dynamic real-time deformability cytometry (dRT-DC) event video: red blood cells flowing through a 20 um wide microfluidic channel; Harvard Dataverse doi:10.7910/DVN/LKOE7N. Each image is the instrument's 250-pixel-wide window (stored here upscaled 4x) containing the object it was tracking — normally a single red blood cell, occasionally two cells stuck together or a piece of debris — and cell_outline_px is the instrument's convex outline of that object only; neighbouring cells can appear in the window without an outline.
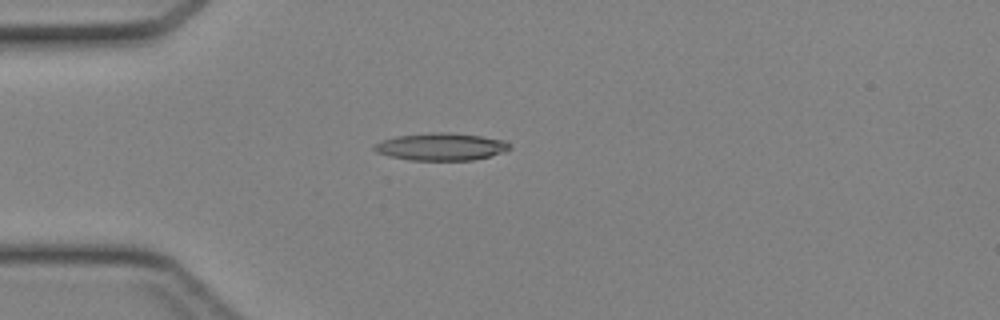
{"species": "Egyptian fruit bat (a non-hibernating species)", "species_latin": "Rousettus aegyptiacus", "temperature_condition": "cold", "stored_images_in_passage": 45, "camera_frame_rate_fps": 3000, "um_per_image_px": 0.085, "animal": {"sex": "female"}, "frame": {"image": 1, "passage_image": 13, "time_ms": 4.0, "image_size_px": [1000, 320], "cell_outline_px": [[512, 148], [504, 152], [472, 160], [408, 160], [388, 156], [376, 152], [372, 148], [376, 144], [384, 140], [396, 136], [432, 132], [448, 132], [480, 136], [504, 140]], "centroid_in_image_um": [37.47, 12.47], "position_along_channel_um": 47.5, "area_um2": 21.5}}
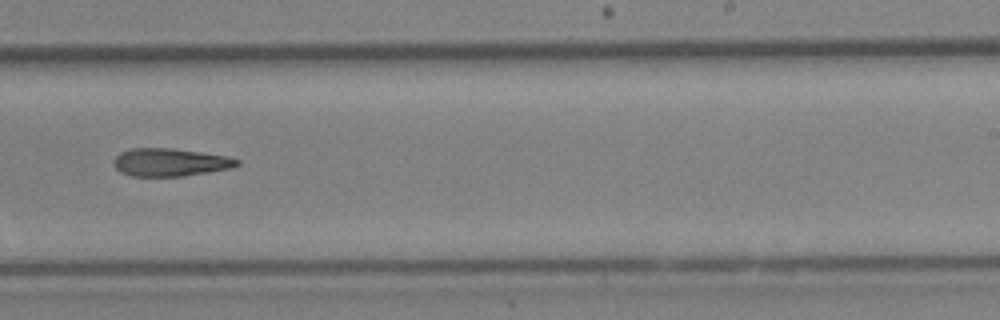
{"frame": {"image": 2, "passage_image": 29, "time_ms": 9.333, "image_size_px": [1000, 320], "cell_outline_px": [[240, 164], [232, 168], [184, 176], [132, 176], [120, 172], [116, 168], [116, 156], [120, 152], [132, 148], [172, 148], [228, 156], [240, 160]], "centroid_in_image_um": [14.51, 13.79], "position_along_channel_um": 274.5, "area_um2": 19.94}}
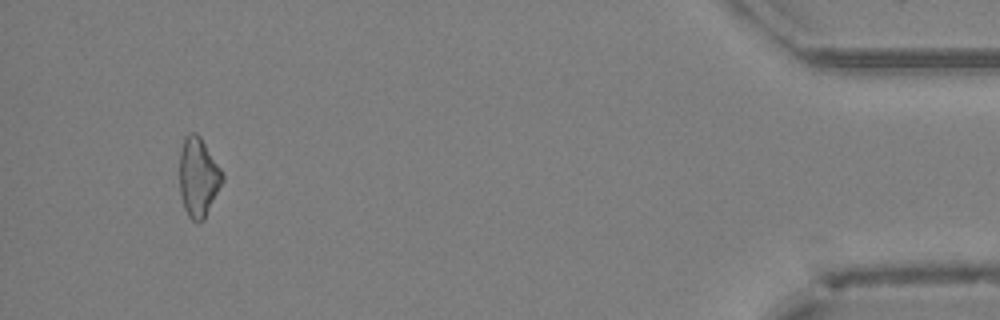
{"frame": {"image": 3, "passage_image": 43, "time_ms": 14.0, "image_size_px": [1000, 320], "cell_outline_px": [[224, 180], [204, 220], [192, 220], [188, 216], [184, 208], [180, 196], [180, 152], [184, 136], [188, 132], [196, 132], [200, 136], [220, 168], [224, 176]], "centroid_in_image_um": [16.85, 15.04], "position_along_channel_um": 418.4, "area_um2": 19.77}}